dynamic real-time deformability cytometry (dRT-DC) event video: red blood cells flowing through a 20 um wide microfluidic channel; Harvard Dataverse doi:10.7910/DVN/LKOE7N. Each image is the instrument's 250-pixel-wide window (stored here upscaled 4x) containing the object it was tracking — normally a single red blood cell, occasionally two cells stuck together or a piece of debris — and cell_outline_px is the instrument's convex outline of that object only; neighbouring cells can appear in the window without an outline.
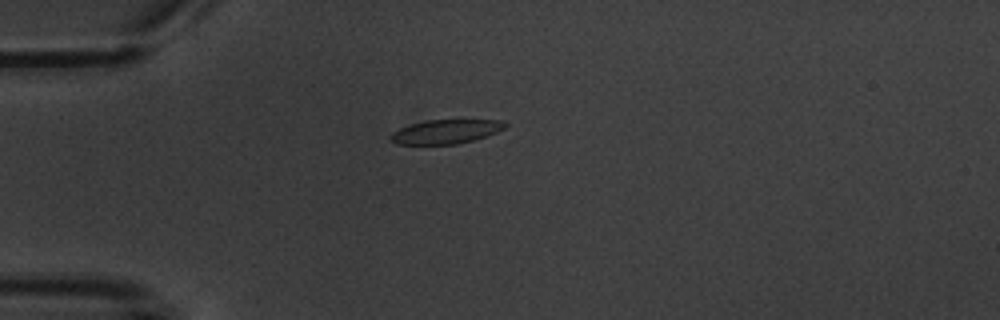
{"species": "common noctule bat (a hibernating species)", "species_latin": "Nyctalus noctula", "temperature_condition": "warm", "stored_images_in_passage": 1, "camera_frame_rate_fps": 3000, "um_per_image_px": 0.085, "animal": {"sex": "male", "body_mass_g": 20.1, "forearm_length_mm": 53.5}, "frame": {"image": 1, "passage_image": 1, "time_ms": 0.0, "image_size_px": [1000, 320], "cell_outline_px": [[508, 124], [504, 128], [496, 132], [472, 140], [456, 144], [396, 144], [388, 140], [388, 136], [392, 132], [400, 128], [412, 124], [428, 120], [504, 120]], "centroid_in_image_um": [37.85, 11.19], "position_along_channel_um": 47.2, "area_um2": 15.95}}